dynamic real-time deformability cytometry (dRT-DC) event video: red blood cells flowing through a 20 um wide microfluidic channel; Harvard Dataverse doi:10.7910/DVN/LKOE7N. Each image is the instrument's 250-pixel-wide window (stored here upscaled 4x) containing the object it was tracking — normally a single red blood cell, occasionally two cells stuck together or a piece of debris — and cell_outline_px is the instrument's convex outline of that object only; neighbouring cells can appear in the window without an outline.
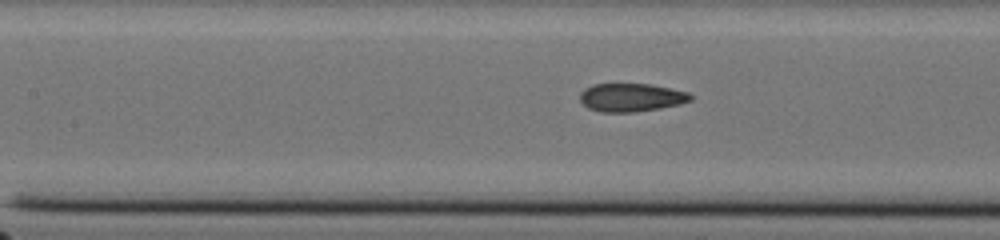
{"species": "common noctule bat (a hibernating species)", "species_latin": "Nyctalus noctula", "temperature_condition": "cold", "stored_images_in_passage": 16, "camera_frame_rate_fps": 3000, "um_per_image_px": 0.085, "animal": {"sex": "male", "body_mass_g": 20.0, "forearm_length_mm": 53.3}, "frame": {"image": 1, "passage_image": 14, "time_ms": 4.333, "image_size_px": [1000, 240], "cell_outline_px": [[692, 100], [680, 104], [660, 108], [632, 112], [600, 112], [588, 108], [580, 100], [580, 92], [584, 88], [592, 84], [652, 84], [688, 92], [692, 96]], "centroid_in_image_um": [53.64, 8.28], "position_along_channel_um": 153.8, "area_um2": 18.26}}